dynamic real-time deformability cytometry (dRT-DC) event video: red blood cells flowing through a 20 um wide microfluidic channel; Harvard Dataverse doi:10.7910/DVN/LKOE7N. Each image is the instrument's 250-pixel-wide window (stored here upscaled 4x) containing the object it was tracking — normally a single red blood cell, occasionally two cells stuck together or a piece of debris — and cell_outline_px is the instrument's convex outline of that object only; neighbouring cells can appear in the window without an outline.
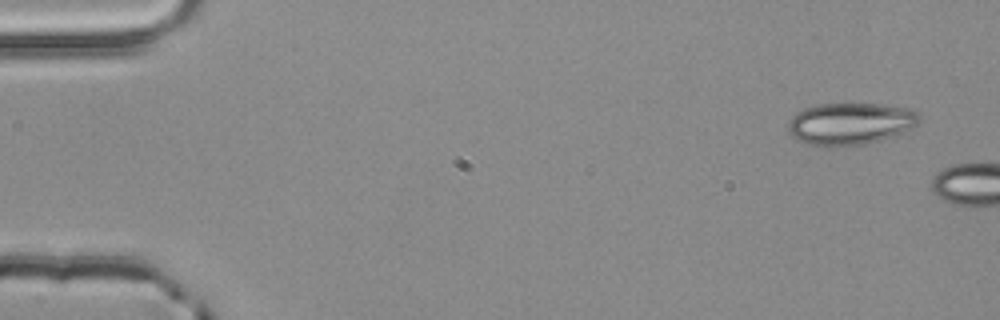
{"species": "common noctule bat (a hibernating species)", "species_latin": "Nyctalus noctula", "temperature_condition": "room temperature", "stored_images_in_passage": 2, "camera_frame_rate_fps": 3000, "um_per_image_px": 0.085, "animal": {"sex": "male", "body_mass_g": 20.4}, "frame": {"image": 1, "passage_image": 1, "time_ms": 0.0, "image_size_px": [1000, 320], "cell_outline_px": [[920, 120], [912, 128], [864, 144], [804, 144], [796, 140], [788, 132], [788, 124], [792, 116], [796, 112], [804, 108], [820, 104], [884, 104], [908, 108], [916, 112], [920, 116]], "centroid_in_image_um": [72.23, 10.47], "position_along_channel_um": 12.8, "area_um2": 31.33}}